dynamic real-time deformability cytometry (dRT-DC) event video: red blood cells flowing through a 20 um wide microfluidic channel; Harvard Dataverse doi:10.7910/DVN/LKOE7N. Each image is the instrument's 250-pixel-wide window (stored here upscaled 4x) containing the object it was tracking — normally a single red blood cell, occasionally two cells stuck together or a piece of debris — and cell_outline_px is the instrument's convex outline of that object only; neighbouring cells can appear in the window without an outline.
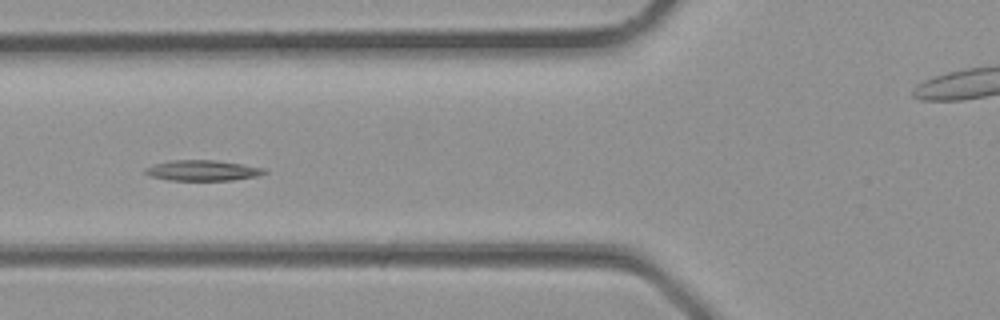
{"species": "common noctule bat (a hibernating species)", "species_latin": "Nyctalus noctula", "temperature_condition": "room temperature", "stored_images_in_passage": 33, "camera_frame_rate_fps": 3000, "um_per_image_px": 0.085, "animal": {"sex": "male", "body_mass_g": 23.1, "forearm_length_mm": 52.7}, "frame": {"image": 1, "passage_image": 11, "time_ms": 3.333, "image_size_px": [1000, 320], "cell_outline_px": [[268, 172], [256, 176], [232, 180], [168, 180], [152, 176], [144, 172], [144, 168], [152, 164], [168, 160], [216, 160], [264, 168]], "centroid_in_image_um": [17.17, 14.48], "position_along_channel_um": 108.6, "area_um2": 14.22}}
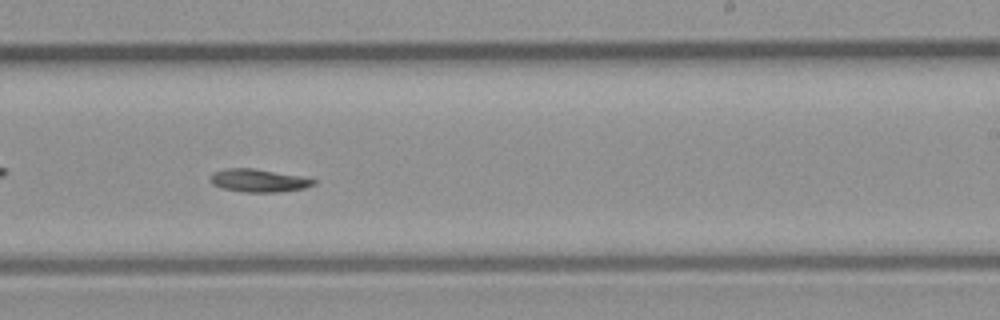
{"frame": {"image": 2, "passage_image": 19, "time_ms": 6.0, "image_size_px": [1000, 320], "cell_outline_px": [[316, 184], [304, 188], [280, 192], [244, 192], [220, 188], [212, 184], [208, 180], [208, 176], [212, 172], [224, 168], [252, 168], [300, 176], [316, 180]], "centroid_in_image_um": [21.9, 15.34], "position_along_channel_um": 267.1, "area_um2": 13.99}}
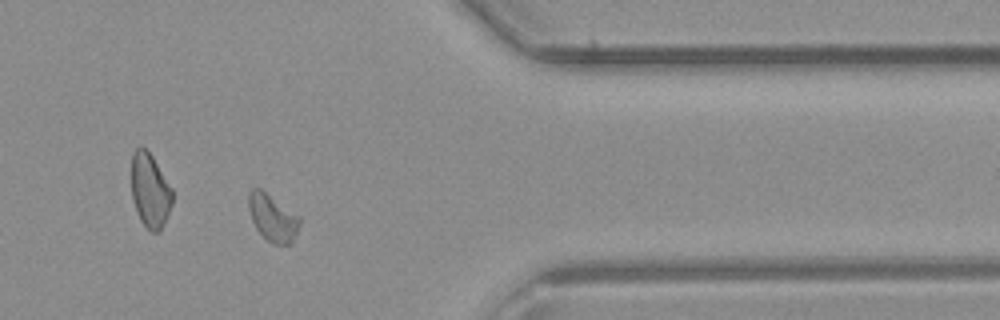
{"frame": {"image": 3, "passage_image": 26, "time_ms": 8.333, "image_size_px": [1000, 320], "cell_outline_px": [[300, 224], [292, 244], [272, 244], [256, 228], [252, 220], [248, 208], [248, 192], [252, 188], [260, 188], [300, 216]], "centroid_in_image_um": [23.17, 18.5], "position_along_channel_um": 388.2, "area_um2": 13.99}}